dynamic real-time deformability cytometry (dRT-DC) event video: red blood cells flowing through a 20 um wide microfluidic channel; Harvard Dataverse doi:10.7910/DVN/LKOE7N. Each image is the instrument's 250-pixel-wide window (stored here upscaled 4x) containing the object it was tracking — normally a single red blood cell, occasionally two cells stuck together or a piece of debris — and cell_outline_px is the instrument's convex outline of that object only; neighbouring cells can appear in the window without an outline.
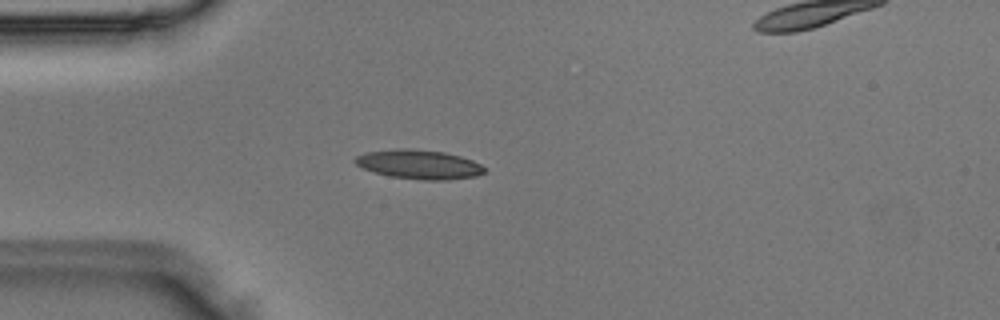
{"species": "Egyptian fruit bat (a non-hibernating species)", "species_latin": "Rousettus aegyptiacus", "temperature_condition": "room temperature", "stored_images_in_passage": 38, "camera_frame_rate_fps": 3000, "um_per_image_px": 0.085, "animal": {"sex": "male"}, "frame": {"image": 1, "passage_image": 2, "time_ms": 0.333, "image_size_px": [1000, 320], "cell_outline_px": [[484, 172], [476, 176], [444, 180], [424, 180], [388, 176], [364, 168], [356, 164], [352, 160], [356, 156], [364, 152], [396, 148], [412, 148], [444, 152], [460, 156], [472, 160], [480, 164], [484, 168]], "centroid_in_image_um": [35.58, 13.96], "position_along_channel_um": 49.4, "area_um2": 22.02}}
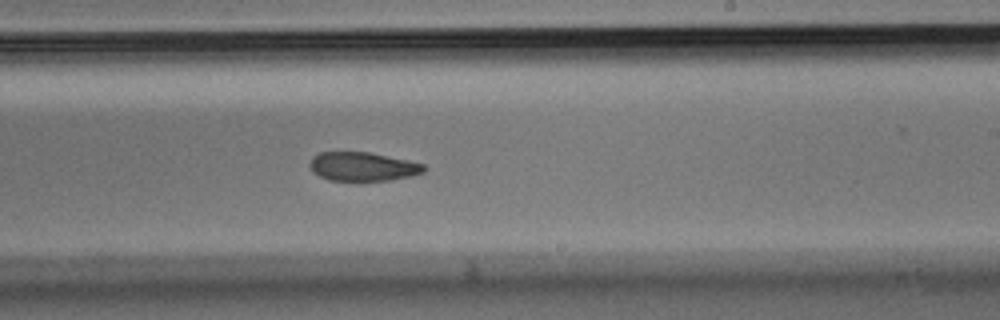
{"frame": {"image": 2, "passage_image": 18, "time_ms": 5.667, "image_size_px": [1000, 320], "cell_outline_px": [[428, 168], [424, 172], [412, 176], [392, 180], [328, 180], [312, 172], [308, 164], [312, 156], [320, 152], [368, 152], [408, 160], [424, 164]], "centroid_in_image_um": [30.83, 14.15], "position_along_channel_um": 258.2, "area_um2": 19.31}}
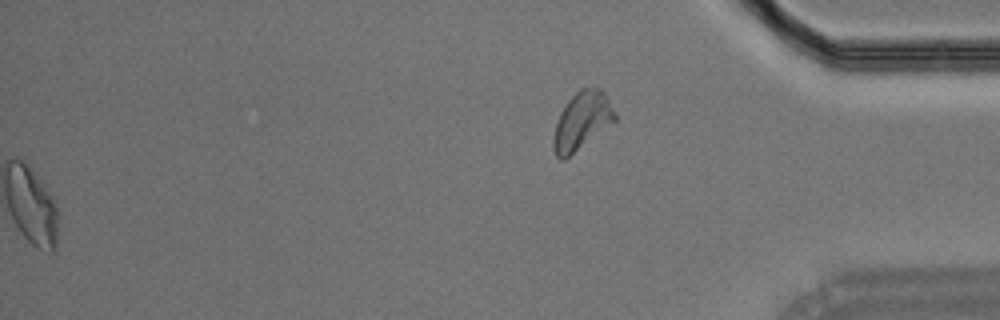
{"frame": {"image": 3, "passage_image": 38, "time_ms": 12.333, "image_size_px": [1000, 320], "cell_outline_px": [[616, 120], [564, 160], [560, 160], [556, 156], [552, 148], [552, 140], [556, 124], [560, 112], [568, 100], [580, 88], [600, 88], [604, 92], [616, 112]], "centroid_in_image_um": [49.44, 10.28], "position_along_channel_um": 385.8, "area_um2": 20.52}}